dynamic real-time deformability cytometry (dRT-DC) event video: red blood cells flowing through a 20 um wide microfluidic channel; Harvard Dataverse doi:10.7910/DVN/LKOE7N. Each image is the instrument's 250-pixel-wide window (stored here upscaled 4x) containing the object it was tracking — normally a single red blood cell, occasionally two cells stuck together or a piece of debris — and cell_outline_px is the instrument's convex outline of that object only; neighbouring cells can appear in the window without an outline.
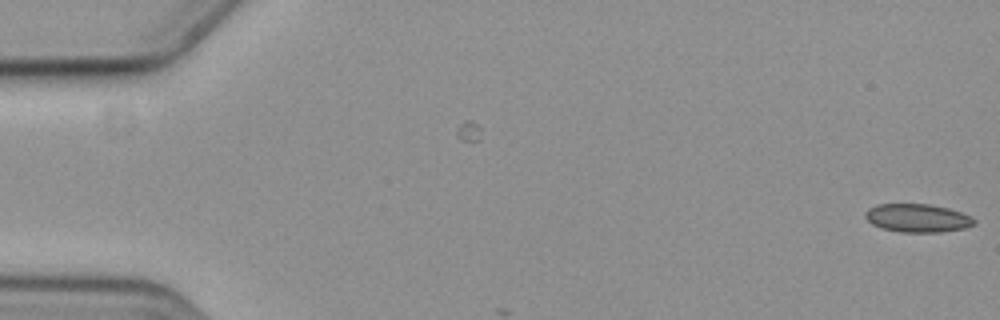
{"species": "common noctule bat (a hibernating species)", "species_latin": "Nyctalus noctula", "temperature_condition": "cold", "stored_images_in_passage": 7, "camera_frame_rate_fps": 3000, "um_per_image_px": 0.085, "animal": {"sex": "female", "body_mass_g": 19.3, "forearm_length_mm": 54.1}, "frame": {"image": 1, "passage_image": 7, "time_ms": 2.0, "image_size_px": [1000, 320], "cell_outline_px": [[976, 224], [964, 228], [940, 232], [900, 232], [880, 228], [872, 224], [864, 216], [864, 212], [868, 208], [876, 204], [928, 204], [948, 208], [960, 212], [976, 220]], "centroid_in_image_um": [77.94, 18.53], "position_along_channel_um": 7.1, "area_um2": 17.98}}